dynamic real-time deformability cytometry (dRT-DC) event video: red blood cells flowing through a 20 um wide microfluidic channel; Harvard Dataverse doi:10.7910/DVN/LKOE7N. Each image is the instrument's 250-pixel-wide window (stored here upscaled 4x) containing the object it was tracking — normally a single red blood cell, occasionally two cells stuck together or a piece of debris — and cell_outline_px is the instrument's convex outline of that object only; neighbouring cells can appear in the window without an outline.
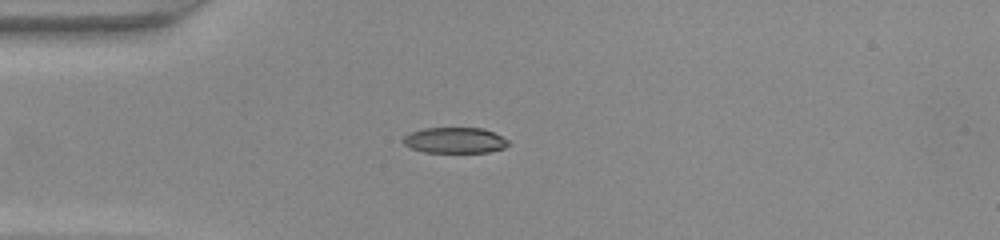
{"species": "common noctule bat (a hibernating species)", "species_latin": "Nyctalus noctula", "temperature_condition": "warm", "stored_images_in_passage": 41, "camera_frame_rate_fps": 3000, "um_per_image_px": 0.085, "animal": {"sex": "female", "body_mass_g": 22.0, "forearm_length_mm": 56.7}, "frame": {"image": 1, "passage_image": 12, "time_ms": 3.667, "image_size_px": [1000, 240], "cell_outline_px": [[508, 144], [504, 148], [488, 152], [424, 152], [412, 148], [404, 144], [400, 140], [404, 136], [412, 132], [424, 128], [484, 128], [508, 140]], "centroid_in_image_um": [38.63, 11.92], "position_along_channel_um": 46.4, "area_um2": 15.66}}
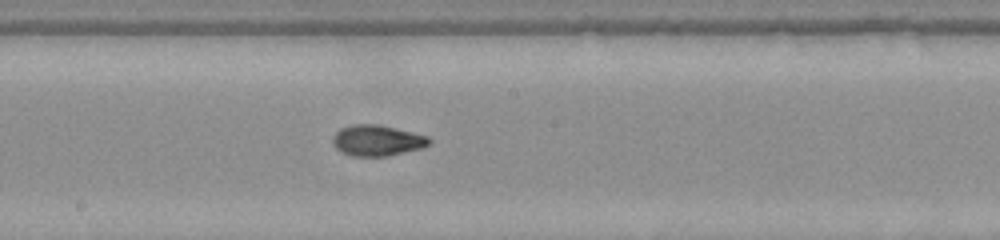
{"frame": {"image": 2, "passage_image": 25, "time_ms": 8.0, "image_size_px": [1000, 240], "cell_outline_px": [[432, 140], [428, 144], [420, 148], [388, 156], [352, 156], [340, 152], [332, 144], [332, 136], [340, 128], [352, 124], [380, 124], [428, 136]], "centroid_in_image_um": [32.01, 11.93], "position_along_channel_um": 216.2, "area_um2": 17.46}}
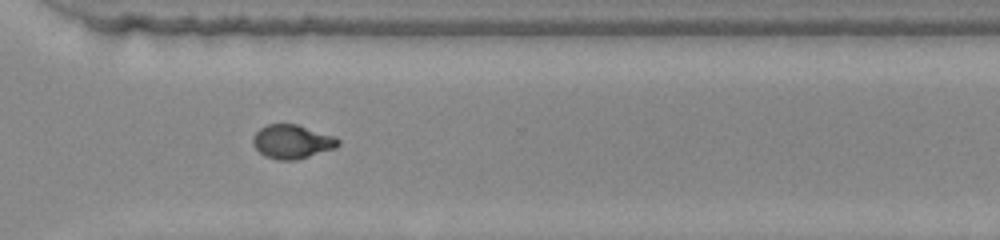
{"frame": {"image": 3, "passage_image": 34, "time_ms": 11.0, "image_size_px": [1000, 240], "cell_outline_px": [[340, 144], [336, 148], [296, 160], [276, 160], [264, 156], [252, 144], [252, 140], [256, 132], [260, 128], [268, 124], [296, 124], [336, 136], [340, 140]], "centroid_in_image_um": [24.85, 12.04], "position_along_channel_um": 345.8, "area_um2": 16.94}}